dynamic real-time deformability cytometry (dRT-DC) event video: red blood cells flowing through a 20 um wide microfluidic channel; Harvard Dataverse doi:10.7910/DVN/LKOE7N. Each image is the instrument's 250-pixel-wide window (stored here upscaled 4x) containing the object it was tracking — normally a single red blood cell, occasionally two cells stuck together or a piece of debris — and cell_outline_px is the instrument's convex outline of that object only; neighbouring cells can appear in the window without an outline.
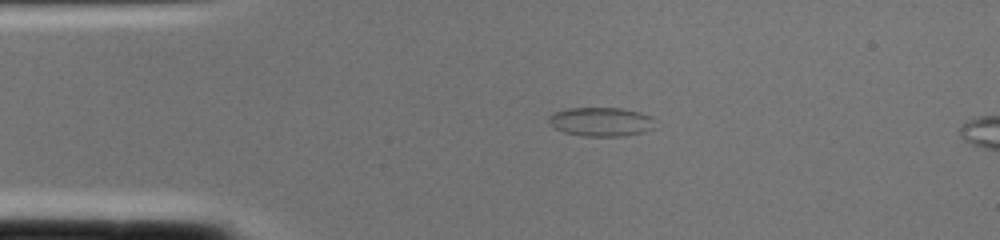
{"species": "common noctule bat (a hibernating species)", "species_latin": "Nyctalus noctula", "temperature_condition": "cold", "stored_images_in_passage": 2, "camera_frame_rate_fps": 3000, "um_per_image_px": 0.085, "animal": {"sex": "female", "body_mass_g": 22.0, "forearm_length_mm": 56.7}, "frame": {"image": 1, "passage_image": 1, "time_ms": 0.0, "image_size_px": [1000, 240], "cell_outline_px": [[656, 120], [652, 128], [644, 132], [624, 136], [584, 136], [564, 132], [556, 128], [548, 120], [548, 116], [552, 112], [568, 108], [620, 108], [640, 112], [652, 116]], "centroid_in_image_um": [51.11, 10.34], "position_along_channel_um": 33.9, "area_um2": 18.03}}